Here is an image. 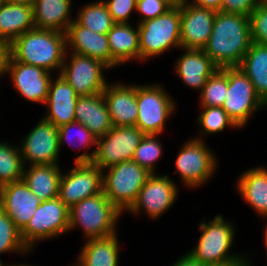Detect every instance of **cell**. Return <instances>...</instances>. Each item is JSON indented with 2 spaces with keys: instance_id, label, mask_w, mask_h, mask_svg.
<instances>
[{
  "instance_id": "cell-43",
  "label": "cell",
  "mask_w": 267,
  "mask_h": 266,
  "mask_svg": "<svg viewBox=\"0 0 267 266\" xmlns=\"http://www.w3.org/2000/svg\"><path fill=\"white\" fill-rule=\"evenodd\" d=\"M9 57V44L0 40V75L6 74V64Z\"/></svg>"
},
{
  "instance_id": "cell-18",
  "label": "cell",
  "mask_w": 267,
  "mask_h": 266,
  "mask_svg": "<svg viewBox=\"0 0 267 266\" xmlns=\"http://www.w3.org/2000/svg\"><path fill=\"white\" fill-rule=\"evenodd\" d=\"M41 202L22 179L0 187V207L20 231L26 227Z\"/></svg>"
},
{
  "instance_id": "cell-5",
  "label": "cell",
  "mask_w": 267,
  "mask_h": 266,
  "mask_svg": "<svg viewBox=\"0 0 267 266\" xmlns=\"http://www.w3.org/2000/svg\"><path fill=\"white\" fill-rule=\"evenodd\" d=\"M106 169L107 174L102 172V192L121 213L129 210L152 173L133 160Z\"/></svg>"
},
{
  "instance_id": "cell-49",
  "label": "cell",
  "mask_w": 267,
  "mask_h": 266,
  "mask_svg": "<svg viewBox=\"0 0 267 266\" xmlns=\"http://www.w3.org/2000/svg\"><path fill=\"white\" fill-rule=\"evenodd\" d=\"M5 266H31V265H25V264H22V265L20 264V265H19V264H18V265H5Z\"/></svg>"
},
{
  "instance_id": "cell-47",
  "label": "cell",
  "mask_w": 267,
  "mask_h": 266,
  "mask_svg": "<svg viewBox=\"0 0 267 266\" xmlns=\"http://www.w3.org/2000/svg\"><path fill=\"white\" fill-rule=\"evenodd\" d=\"M166 2L171 8L180 4L181 0H162Z\"/></svg>"
},
{
  "instance_id": "cell-35",
  "label": "cell",
  "mask_w": 267,
  "mask_h": 266,
  "mask_svg": "<svg viewBox=\"0 0 267 266\" xmlns=\"http://www.w3.org/2000/svg\"><path fill=\"white\" fill-rule=\"evenodd\" d=\"M157 136L155 134H145L132 157L135 163L146 168L152 174L155 173V162L162 154V145L156 138Z\"/></svg>"
},
{
  "instance_id": "cell-41",
  "label": "cell",
  "mask_w": 267,
  "mask_h": 266,
  "mask_svg": "<svg viewBox=\"0 0 267 266\" xmlns=\"http://www.w3.org/2000/svg\"><path fill=\"white\" fill-rule=\"evenodd\" d=\"M261 0H222L221 12L250 16Z\"/></svg>"
},
{
  "instance_id": "cell-40",
  "label": "cell",
  "mask_w": 267,
  "mask_h": 266,
  "mask_svg": "<svg viewBox=\"0 0 267 266\" xmlns=\"http://www.w3.org/2000/svg\"><path fill=\"white\" fill-rule=\"evenodd\" d=\"M171 7L162 0H137L136 10L142 14L139 23L165 14Z\"/></svg>"
},
{
  "instance_id": "cell-34",
  "label": "cell",
  "mask_w": 267,
  "mask_h": 266,
  "mask_svg": "<svg viewBox=\"0 0 267 266\" xmlns=\"http://www.w3.org/2000/svg\"><path fill=\"white\" fill-rule=\"evenodd\" d=\"M30 251L22 240L21 231L0 207V254L6 252L28 254Z\"/></svg>"
},
{
  "instance_id": "cell-9",
  "label": "cell",
  "mask_w": 267,
  "mask_h": 266,
  "mask_svg": "<svg viewBox=\"0 0 267 266\" xmlns=\"http://www.w3.org/2000/svg\"><path fill=\"white\" fill-rule=\"evenodd\" d=\"M69 231V208L59 197L42 201L21 231L26 246L32 250L37 241L58 237Z\"/></svg>"
},
{
  "instance_id": "cell-15",
  "label": "cell",
  "mask_w": 267,
  "mask_h": 266,
  "mask_svg": "<svg viewBox=\"0 0 267 266\" xmlns=\"http://www.w3.org/2000/svg\"><path fill=\"white\" fill-rule=\"evenodd\" d=\"M178 187L169 175L151 174L128 211L134 214L144 209L150 218L157 219L176 201Z\"/></svg>"
},
{
  "instance_id": "cell-11",
  "label": "cell",
  "mask_w": 267,
  "mask_h": 266,
  "mask_svg": "<svg viewBox=\"0 0 267 266\" xmlns=\"http://www.w3.org/2000/svg\"><path fill=\"white\" fill-rule=\"evenodd\" d=\"M202 138L185 142L176 159V172L187 187L196 188L209 180L217 167L216 157Z\"/></svg>"
},
{
  "instance_id": "cell-28",
  "label": "cell",
  "mask_w": 267,
  "mask_h": 266,
  "mask_svg": "<svg viewBox=\"0 0 267 266\" xmlns=\"http://www.w3.org/2000/svg\"><path fill=\"white\" fill-rule=\"evenodd\" d=\"M237 189L260 216L267 218V169L253 168L239 177Z\"/></svg>"
},
{
  "instance_id": "cell-1",
  "label": "cell",
  "mask_w": 267,
  "mask_h": 266,
  "mask_svg": "<svg viewBox=\"0 0 267 266\" xmlns=\"http://www.w3.org/2000/svg\"><path fill=\"white\" fill-rule=\"evenodd\" d=\"M251 44L249 16L218 11L203 50L218 68L239 67Z\"/></svg>"
},
{
  "instance_id": "cell-17",
  "label": "cell",
  "mask_w": 267,
  "mask_h": 266,
  "mask_svg": "<svg viewBox=\"0 0 267 266\" xmlns=\"http://www.w3.org/2000/svg\"><path fill=\"white\" fill-rule=\"evenodd\" d=\"M50 72L43 68L15 61L10 55L6 74L11 75L14 87L27 100L46 103L51 83Z\"/></svg>"
},
{
  "instance_id": "cell-37",
  "label": "cell",
  "mask_w": 267,
  "mask_h": 266,
  "mask_svg": "<svg viewBox=\"0 0 267 266\" xmlns=\"http://www.w3.org/2000/svg\"><path fill=\"white\" fill-rule=\"evenodd\" d=\"M252 43L267 45V0H261L249 16Z\"/></svg>"
},
{
  "instance_id": "cell-45",
  "label": "cell",
  "mask_w": 267,
  "mask_h": 266,
  "mask_svg": "<svg viewBox=\"0 0 267 266\" xmlns=\"http://www.w3.org/2000/svg\"><path fill=\"white\" fill-rule=\"evenodd\" d=\"M250 261L247 259H245V257L243 256V258H238V259H234L231 261H226L223 263H217V264H211V265H206V266H251Z\"/></svg>"
},
{
  "instance_id": "cell-14",
  "label": "cell",
  "mask_w": 267,
  "mask_h": 266,
  "mask_svg": "<svg viewBox=\"0 0 267 266\" xmlns=\"http://www.w3.org/2000/svg\"><path fill=\"white\" fill-rule=\"evenodd\" d=\"M20 146L21 157L31 165L58 164L60 152L58 127L44 118L25 137Z\"/></svg>"
},
{
  "instance_id": "cell-44",
  "label": "cell",
  "mask_w": 267,
  "mask_h": 266,
  "mask_svg": "<svg viewBox=\"0 0 267 266\" xmlns=\"http://www.w3.org/2000/svg\"><path fill=\"white\" fill-rule=\"evenodd\" d=\"M173 266H206V264L196 260L191 254L187 252L186 255L182 256Z\"/></svg>"
},
{
  "instance_id": "cell-23",
  "label": "cell",
  "mask_w": 267,
  "mask_h": 266,
  "mask_svg": "<svg viewBox=\"0 0 267 266\" xmlns=\"http://www.w3.org/2000/svg\"><path fill=\"white\" fill-rule=\"evenodd\" d=\"M175 65L177 75L193 89L200 92L207 79L218 69L204 50L185 49Z\"/></svg>"
},
{
  "instance_id": "cell-20",
  "label": "cell",
  "mask_w": 267,
  "mask_h": 266,
  "mask_svg": "<svg viewBox=\"0 0 267 266\" xmlns=\"http://www.w3.org/2000/svg\"><path fill=\"white\" fill-rule=\"evenodd\" d=\"M102 94L113 126H135L138 116L136 85L107 84Z\"/></svg>"
},
{
  "instance_id": "cell-24",
  "label": "cell",
  "mask_w": 267,
  "mask_h": 266,
  "mask_svg": "<svg viewBox=\"0 0 267 266\" xmlns=\"http://www.w3.org/2000/svg\"><path fill=\"white\" fill-rule=\"evenodd\" d=\"M36 28L33 6L10 3L5 0L0 4V40L9 45L26 31Z\"/></svg>"
},
{
  "instance_id": "cell-32",
  "label": "cell",
  "mask_w": 267,
  "mask_h": 266,
  "mask_svg": "<svg viewBox=\"0 0 267 266\" xmlns=\"http://www.w3.org/2000/svg\"><path fill=\"white\" fill-rule=\"evenodd\" d=\"M228 90V67L218 68L200 92L201 107H222Z\"/></svg>"
},
{
  "instance_id": "cell-3",
  "label": "cell",
  "mask_w": 267,
  "mask_h": 266,
  "mask_svg": "<svg viewBox=\"0 0 267 266\" xmlns=\"http://www.w3.org/2000/svg\"><path fill=\"white\" fill-rule=\"evenodd\" d=\"M144 135L136 126H113L105 136L97 138V148L76 157L75 163H92L105 172L112 165L132 160Z\"/></svg>"
},
{
  "instance_id": "cell-26",
  "label": "cell",
  "mask_w": 267,
  "mask_h": 266,
  "mask_svg": "<svg viewBox=\"0 0 267 266\" xmlns=\"http://www.w3.org/2000/svg\"><path fill=\"white\" fill-rule=\"evenodd\" d=\"M58 164L31 165L24 167L22 180L41 200H49L59 196L62 174Z\"/></svg>"
},
{
  "instance_id": "cell-39",
  "label": "cell",
  "mask_w": 267,
  "mask_h": 266,
  "mask_svg": "<svg viewBox=\"0 0 267 266\" xmlns=\"http://www.w3.org/2000/svg\"><path fill=\"white\" fill-rule=\"evenodd\" d=\"M115 23H128L132 10H136L137 0H104Z\"/></svg>"
},
{
  "instance_id": "cell-31",
  "label": "cell",
  "mask_w": 267,
  "mask_h": 266,
  "mask_svg": "<svg viewBox=\"0 0 267 266\" xmlns=\"http://www.w3.org/2000/svg\"><path fill=\"white\" fill-rule=\"evenodd\" d=\"M76 18L78 24L101 34H107L115 24L104 0L85 5Z\"/></svg>"
},
{
  "instance_id": "cell-10",
  "label": "cell",
  "mask_w": 267,
  "mask_h": 266,
  "mask_svg": "<svg viewBox=\"0 0 267 266\" xmlns=\"http://www.w3.org/2000/svg\"><path fill=\"white\" fill-rule=\"evenodd\" d=\"M264 106L267 104L240 67H228V90L222 108L237 128L245 126L251 114Z\"/></svg>"
},
{
  "instance_id": "cell-13",
  "label": "cell",
  "mask_w": 267,
  "mask_h": 266,
  "mask_svg": "<svg viewBox=\"0 0 267 266\" xmlns=\"http://www.w3.org/2000/svg\"><path fill=\"white\" fill-rule=\"evenodd\" d=\"M68 174H62L59 198L70 209L83 199L102 192V170L92 163H75Z\"/></svg>"
},
{
  "instance_id": "cell-8",
  "label": "cell",
  "mask_w": 267,
  "mask_h": 266,
  "mask_svg": "<svg viewBox=\"0 0 267 266\" xmlns=\"http://www.w3.org/2000/svg\"><path fill=\"white\" fill-rule=\"evenodd\" d=\"M136 102L138 116L135 126L144 134H161L166 119L175 110L173 99L159 85H137Z\"/></svg>"
},
{
  "instance_id": "cell-33",
  "label": "cell",
  "mask_w": 267,
  "mask_h": 266,
  "mask_svg": "<svg viewBox=\"0 0 267 266\" xmlns=\"http://www.w3.org/2000/svg\"><path fill=\"white\" fill-rule=\"evenodd\" d=\"M20 148L0 142V187L21 180L24 165Z\"/></svg>"
},
{
  "instance_id": "cell-2",
  "label": "cell",
  "mask_w": 267,
  "mask_h": 266,
  "mask_svg": "<svg viewBox=\"0 0 267 266\" xmlns=\"http://www.w3.org/2000/svg\"><path fill=\"white\" fill-rule=\"evenodd\" d=\"M68 50L65 33L34 28L9 45V55L18 62L50 72L60 70Z\"/></svg>"
},
{
  "instance_id": "cell-22",
  "label": "cell",
  "mask_w": 267,
  "mask_h": 266,
  "mask_svg": "<svg viewBox=\"0 0 267 266\" xmlns=\"http://www.w3.org/2000/svg\"><path fill=\"white\" fill-rule=\"evenodd\" d=\"M75 121L86 126L96 138L105 136L113 125L103 94L79 96Z\"/></svg>"
},
{
  "instance_id": "cell-12",
  "label": "cell",
  "mask_w": 267,
  "mask_h": 266,
  "mask_svg": "<svg viewBox=\"0 0 267 266\" xmlns=\"http://www.w3.org/2000/svg\"><path fill=\"white\" fill-rule=\"evenodd\" d=\"M70 63L64 59L60 75L79 96L103 93L107 81L102 71L109 67L92 57L72 53ZM66 60V61H65Z\"/></svg>"
},
{
  "instance_id": "cell-42",
  "label": "cell",
  "mask_w": 267,
  "mask_h": 266,
  "mask_svg": "<svg viewBox=\"0 0 267 266\" xmlns=\"http://www.w3.org/2000/svg\"><path fill=\"white\" fill-rule=\"evenodd\" d=\"M187 3L218 12L221 10L222 0H193L192 2L187 1Z\"/></svg>"
},
{
  "instance_id": "cell-21",
  "label": "cell",
  "mask_w": 267,
  "mask_h": 266,
  "mask_svg": "<svg viewBox=\"0 0 267 266\" xmlns=\"http://www.w3.org/2000/svg\"><path fill=\"white\" fill-rule=\"evenodd\" d=\"M57 79L49 86L45 105L48 106L46 116L43 118L52 122L56 127L75 121V107L79 95L59 74Z\"/></svg>"
},
{
  "instance_id": "cell-46",
  "label": "cell",
  "mask_w": 267,
  "mask_h": 266,
  "mask_svg": "<svg viewBox=\"0 0 267 266\" xmlns=\"http://www.w3.org/2000/svg\"><path fill=\"white\" fill-rule=\"evenodd\" d=\"M5 1L10 2V3H20V4H27V5L33 6V4L37 0H5Z\"/></svg>"
},
{
  "instance_id": "cell-38",
  "label": "cell",
  "mask_w": 267,
  "mask_h": 266,
  "mask_svg": "<svg viewBox=\"0 0 267 266\" xmlns=\"http://www.w3.org/2000/svg\"><path fill=\"white\" fill-rule=\"evenodd\" d=\"M75 126L78 128L77 134L75 133L76 134L75 137L78 138L80 147L83 146L86 149L87 147L90 148V146L96 145L97 138L91 133V131L86 126H84L82 123L73 121V122H70L68 124L58 127L59 148H61L64 141L67 142L68 140L70 141L69 145L72 146L71 144L75 140H73L74 137H72L73 139L70 140V136L72 135L71 132H72V129L75 128ZM73 147H75V145Z\"/></svg>"
},
{
  "instance_id": "cell-19",
  "label": "cell",
  "mask_w": 267,
  "mask_h": 266,
  "mask_svg": "<svg viewBox=\"0 0 267 266\" xmlns=\"http://www.w3.org/2000/svg\"><path fill=\"white\" fill-rule=\"evenodd\" d=\"M65 36L66 48L72 49V53L92 57L111 68V50L107 34L91 31L73 20L67 27Z\"/></svg>"
},
{
  "instance_id": "cell-16",
  "label": "cell",
  "mask_w": 267,
  "mask_h": 266,
  "mask_svg": "<svg viewBox=\"0 0 267 266\" xmlns=\"http://www.w3.org/2000/svg\"><path fill=\"white\" fill-rule=\"evenodd\" d=\"M216 11L181 0L180 42L182 50H203L213 29Z\"/></svg>"
},
{
  "instance_id": "cell-25",
  "label": "cell",
  "mask_w": 267,
  "mask_h": 266,
  "mask_svg": "<svg viewBox=\"0 0 267 266\" xmlns=\"http://www.w3.org/2000/svg\"><path fill=\"white\" fill-rule=\"evenodd\" d=\"M135 29L129 23H115L108 31L111 68L130 60H140L138 25Z\"/></svg>"
},
{
  "instance_id": "cell-29",
  "label": "cell",
  "mask_w": 267,
  "mask_h": 266,
  "mask_svg": "<svg viewBox=\"0 0 267 266\" xmlns=\"http://www.w3.org/2000/svg\"><path fill=\"white\" fill-rule=\"evenodd\" d=\"M119 246L117 233L88 239L81 249L76 266H118Z\"/></svg>"
},
{
  "instance_id": "cell-30",
  "label": "cell",
  "mask_w": 267,
  "mask_h": 266,
  "mask_svg": "<svg viewBox=\"0 0 267 266\" xmlns=\"http://www.w3.org/2000/svg\"><path fill=\"white\" fill-rule=\"evenodd\" d=\"M239 67L250 79L258 96L267 104V45L252 43Z\"/></svg>"
},
{
  "instance_id": "cell-7",
  "label": "cell",
  "mask_w": 267,
  "mask_h": 266,
  "mask_svg": "<svg viewBox=\"0 0 267 266\" xmlns=\"http://www.w3.org/2000/svg\"><path fill=\"white\" fill-rule=\"evenodd\" d=\"M204 221L205 219L199 226L202 234L198 243L188 252L189 254L206 265L242 258V256L229 254L235 236V229L231 222H225L219 214L210 222Z\"/></svg>"
},
{
  "instance_id": "cell-6",
  "label": "cell",
  "mask_w": 267,
  "mask_h": 266,
  "mask_svg": "<svg viewBox=\"0 0 267 266\" xmlns=\"http://www.w3.org/2000/svg\"><path fill=\"white\" fill-rule=\"evenodd\" d=\"M181 2L165 14L138 23L140 61L157 57L171 47L181 48Z\"/></svg>"
},
{
  "instance_id": "cell-48",
  "label": "cell",
  "mask_w": 267,
  "mask_h": 266,
  "mask_svg": "<svg viewBox=\"0 0 267 266\" xmlns=\"http://www.w3.org/2000/svg\"><path fill=\"white\" fill-rule=\"evenodd\" d=\"M264 231H265L264 232V238H265L264 243H265V246H266V249H267V224H266V227H265V230Z\"/></svg>"
},
{
  "instance_id": "cell-4",
  "label": "cell",
  "mask_w": 267,
  "mask_h": 266,
  "mask_svg": "<svg viewBox=\"0 0 267 266\" xmlns=\"http://www.w3.org/2000/svg\"><path fill=\"white\" fill-rule=\"evenodd\" d=\"M121 214L101 192L69 209V230L81 226L86 239L111 236L116 233L115 225Z\"/></svg>"
},
{
  "instance_id": "cell-27",
  "label": "cell",
  "mask_w": 267,
  "mask_h": 266,
  "mask_svg": "<svg viewBox=\"0 0 267 266\" xmlns=\"http://www.w3.org/2000/svg\"><path fill=\"white\" fill-rule=\"evenodd\" d=\"M71 2L72 0H37L33 4L36 28L65 33L72 22Z\"/></svg>"
},
{
  "instance_id": "cell-36",
  "label": "cell",
  "mask_w": 267,
  "mask_h": 266,
  "mask_svg": "<svg viewBox=\"0 0 267 266\" xmlns=\"http://www.w3.org/2000/svg\"><path fill=\"white\" fill-rule=\"evenodd\" d=\"M202 108V113L197 118V122L200 128L202 127L203 134H215L223 131L225 127H237L222 107Z\"/></svg>"
}]
</instances>
